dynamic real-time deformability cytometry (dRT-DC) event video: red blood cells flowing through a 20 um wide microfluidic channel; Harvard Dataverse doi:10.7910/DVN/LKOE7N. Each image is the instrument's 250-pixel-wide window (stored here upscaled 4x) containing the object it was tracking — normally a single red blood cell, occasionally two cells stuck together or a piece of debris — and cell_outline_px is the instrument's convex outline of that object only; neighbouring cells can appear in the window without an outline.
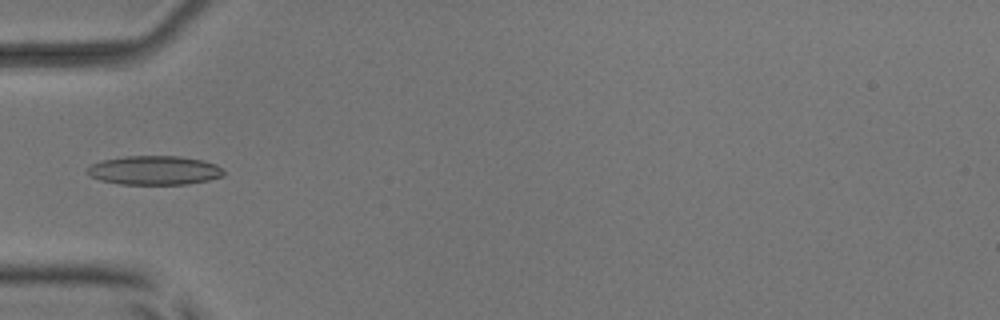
{"species": "common noctule bat (a hibernating species)", "species_latin": "Nyctalus noctula", "temperature_condition": "room temperature", "stored_images_in_passage": 6, "camera_frame_rate_fps": 3000, "um_per_image_px": 0.085, "animal": {"sex": "male", "body_mass_g": 17.9, "forearm_length_mm": 54.2}, "frame": {"image": 1, "passage_image": 6, "time_ms": 5.667, "image_size_px": [1000, 320], "cell_outline_px": [[224, 176], [208, 180], [188, 184], [120, 184], [100, 180], [88, 176], [84, 172], [92, 164], [100, 160], [124, 156], [180, 156], [204, 160], [216, 164], [224, 168]], "centroid_in_image_um": [13.12, 14.47], "position_along_channel_um": 71.9, "area_um2": 23.41}}